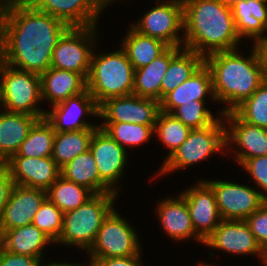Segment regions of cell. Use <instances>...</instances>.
Masks as SVG:
<instances>
[{
	"label": "cell",
	"mask_w": 267,
	"mask_h": 266,
	"mask_svg": "<svg viewBox=\"0 0 267 266\" xmlns=\"http://www.w3.org/2000/svg\"><path fill=\"white\" fill-rule=\"evenodd\" d=\"M215 101L211 73L204 63L193 75L167 93L160 101V111L171 113L176 107L192 100L204 101L206 94Z\"/></svg>",
	"instance_id": "cell-20"
},
{
	"label": "cell",
	"mask_w": 267,
	"mask_h": 266,
	"mask_svg": "<svg viewBox=\"0 0 267 266\" xmlns=\"http://www.w3.org/2000/svg\"><path fill=\"white\" fill-rule=\"evenodd\" d=\"M42 100H49L54 106L86 89V80L73 71L50 67L41 75Z\"/></svg>",
	"instance_id": "cell-23"
},
{
	"label": "cell",
	"mask_w": 267,
	"mask_h": 266,
	"mask_svg": "<svg viewBox=\"0 0 267 266\" xmlns=\"http://www.w3.org/2000/svg\"><path fill=\"white\" fill-rule=\"evenodd\" d=\"M121 147L139 145L155 133V125H141L128 122H104L99 126Z\"/></svg>",
	"instance_id": "cell-34"
},
{
	"label": "cell",
	"mask_w": 267,
	"mask_h": 266,
	"mask_svg": "<svg viewBox=\"0 0 267 266\" xmlns=\"http://www.w3.org/2000/svg\"><path fill=\"white\" fill-rule=\"evenodd\" d=\"M68 28L62 20L33 7L7 9L1 18L0 60L41 75L51 67L55 46Z\"/></svg>",
	"instance_id": "cell-1"
},
{
	"label": "cell",
	"mask_w": 267,
	"mask_h": 266,
	"mask_svg": "<svg viewBox=\"0 0 267 266\" xmlns=\"http://www.w3.org/2000/svg\"><path fill=\"white\" fill-rule=\"evenodd\" d=\"M99 13L103 10L107 4L111 3L112 0H87Z\"/></svg>",
	"instance_id": "cell-46"
},
{
	"label": "cell",
	"mask_w": 267,
	"mask_h": 266,
	"mask_svg": "<svg viewBox=\"0 0 267 266\" xmlns=\"http://www.w3.org/2000/svg\"><path fill=\"white\" fill-rule=\"evenodd\" d=\"M96 129L56 132L52 159L62 168L81 153L89 149L91 137Z\"/></svg>",
	"instance_id": "cell-31"
},
{
	"label": "cell",
	"mask_w": 267,
	"mask_h": 266,
	"mask_svg": "<svg viewBox=\"0 0 267 266\" xmlns=\"http://www.w3.org/2000/svg\"><path fill=\"white\" fill-rule=\"evenodd\" d=\"M55 134L53 126L45 118L38 119L13 156L37 158L52 156Z\"/></svg>",
	"instance_id": "cell-33"
},
{
	"label": "cell",
	"mask_w": 267,
	"mask_h": 266,
	"mask_svg": "<svg viewBox=\"0 0 267 266\" xmlns=\"http://www.w3.org/2000/svg\"><path fill=\"white\" fill-rule=\"evenodd\" d=\"M159 112V101L134 94L108 98L99 105V117L106 122L155 125Z\"/></svg>",
	"instance_id": "cell-12"
},
{
	"label": "cell",
	"mask_w": 267,
	"mask_h": 266,
	"mask_svg": "<svg viewBox=\"0 0 267 266\" xmlns=\"http://www.w3.org/2000/svg\"><path fill=\"white\" fill-rule=\"evenodd\" d=\"M204 244L235 255L256 254L260 256L264 265L266 264L267 253L260 246L245 220H222Z\"/></svg>",
	"instance_id": "cell-13"
},
{
	"label": "cell",
	"mask_w": 267,
	"mask_h": 266,
	"mask_svg": "<svg viewBox=\"0 0 267 266\" xmlns=\"http://www.w3.org/2000/svg\"><path fill=\"white\" fill-rule=\"evenodd\" d=\"M46 198V190L14 184L0 221V236L6 230L32 224Z\"/></svg>",
	"instance_id": "cell-18"
},
{
	"label": "cell",
	"mask_w": 267,
	"mask_h": 266,
	"mask_svg": "<svg viewBox=\"0 0 267 266\" xmlns=\"http://www.w3.org/2000/svg\"><path fill=\"white\" fill-rule=\"evenodd\" d=\"M66 179L87 187L94 194L113 193L100 179L99 171L90 149L75 157L61 168Z\"/></svg>",
	"instance_id": "cell-28"
},
{
	"label": "cell",
	"mask_w": 267,
	"mask_h": 266,
	"mask_svg": "<svg viewBox=\"0 0 267 266\" xmlns=\"http://www.w3.org/2000/svg\"><path fill=\"white\" fill-rule=\"evenodd\" d=\"M140 256L90 259L89 266H142Z\"/></svg>",
	"instance_id": "cell-43"
},
{
	"label": "cell",
	"mask_w": 267,
	"mask_h": 266,
	"mask_svg": "<svg viewBox=\"0 0 267 266\" xmlns=\"http://www.w3.org/2000/svg\"><path fill=\"white\" fill-rule=\"evenodd\" d=\"M182 4L183 48L204 58L215 52L237 49L241 40L231 8L218 0H182Z\"/></svg>",
	"instance_id": "cell-2"
},
{
	"label": "cell",
	"mask_w": 267,
	"mask_h": 266,
	"mask_svg": "<svg viewBox=\"0 0 267 266\" xmlns=\"http://www.w3.org/2000/svg\"><path fill=\"white\" fill-rule=\"evenodd\" d=\"M1 105L6 111L45 118V110L37 108L42 100L41 76L20 70L0 60Z\"/></svg>",
	"instance_id": "cell-6"
},
{
	"label": "cell",
	"mask_w": 267,
	"mask_h": 266,
	"mask_svg": "<svg viewBox=\"0 0 267 266\" xmlns=\"http://www.w3.org/2000/svg\"><path fill=\"white\" fill-rule=\"evenodd\" d=\"M52 108V111L46 112L45 119L53 126L55 132L97 129L99 127L87 123L86 120H80L84 114L99 116V105L87 89Z\"/></svg>",
	"instance_id": "cell-15"
},
{
	"label": "cell",
	"mask_w": 267,
	"mask_h": 266,
	"mask_svg": "<svg viewBox=\"0 0 267 266\" xmlns=\"http://www.w3.org/2000/svg\"><path fill=\"white\" fill-rule=\"evenodd\" d=\"M205 101L192 100L176 107L170 114L190 129H201L215 123V118L204 106Z\"/></svg>",
	"instance_id": "cell-37"
},
{
	"label": "cell",
	"mask_w": 267,
	"mask_h": 266,
	"mask_svg": "<svg viewBox=\"0 0 267 266\" xmlns=\"http://www.w3.org/2000/svg\"><path fill=\"white\" fill-rule=\"evenodd\" d=\"M169 47L164 41L142 35L132 27L122 43V49L125 51L134 69L150 64Z\"/></svg>",
	"instance_id": "cell-29"
},
{
	"label": "cell",
	"mask_w": 267,
	"mask_h": 266,
	"mask_svg": "<svg viewBox=\"0 0 267 266\" xmlns=\"http://www.w3.org/2000/svg\"><path fill=\"white\" fill-rule=\"evenodd\" d=\"M133 228L113 209L104 219L89 249L90 259L140 255V244Z\"/></svg>",
	"instance_id": "cell-9"
},
{
	"label": "cell",
	"mask_w": 267,
	"mask_h": 266,
	"mask_svg": "<svg viewBox=\"0 0 267 266\" xmlns=\"http://www.w3.org/2000/svg\"><path fill=\"white\" fill-rule=\"evenodd\" d=\"M181 195L188 206L195 233L205 242L222 221L212 187L200 181Z\"/></svg>",
	"instance_id": "cell-16"
},
{
	"label": "cell",
	"mask_w": 267,
	"mask_h": 266,
	"mask_svg": "<svg viewBox=\"0 0 267 266\" xmlns=\"http://www.w3.org/2000/svg\"><path fill=\"white\" fill-rule=\"evenodd\" d=\"M115 193L94 194L77 209L63 213V229L58 243L73 245L89 251L104 219L114 209Z\"/></svg>",
	"instance_id": "cell-5"
},
{
	"label": "cell",
	"mask_w": 267,
	"mask_h": 266,
	"mask_svg": "<svg viewBox=\"0 0 267 266\" xmlns=\"http://www.w3.org/2000/svg\"><path fill=\"white\" fill-rule=\"evenodd\" d=\"M36 9L62 20L69 27L96 25L100 14L87 0H43Z\"/></svg>",
	"instance_id": "cell-25"
},
{
	"label": "cell",
	"mask_w": 267,
	"mask_h": 266,
	"mask_svg": "<svg viewBox=\"0 0 267 266\" xmlns=\"http://www.w3.org/2000/svg\"><path fill=\"white\" fill-rule=\"evenodd\" d=\"M54 243L43 231L33 224L6 230L0 236V245L10 253L42 259V251Z\"/></svg>",
	"instance_id": "cell-26"
},
{
	"label": "cell",
	"mask_w": 267,
	"mask_h": 266,
	"mask_svg": "<svg viewBox=\"0 0 267 266\" xmlns=\"http://www.w3.org/2000/svg\"><path fill=\"white\" fill-rule=\"evenodd\" d=\"M218 119L210 126L201 129H191L187 139L168 157L158 174H167L176 169L198 163L210 154L226 147V127Z\"/></svg>",
	"instance_id": "cell-7"
},
{
	"label": "cell",
	"mask_w": 267,
	"mask_h": 266,
	"mask_svg": "<svg viewBox=\"0 0 267 266\" xmlns=\"http://www.w3.org/2000/svg\"><path fill=\"white\" fill-rule=\"evenodd\" d=\"M213 189L222 220H246L266 201L264 193L228 181H206Z\"/></svg>",
	"instance_id": "cell-11"
},
{
	"label": "cell",
	"mask_w": 267,
	"mask_h": 266,
	"mask_svg": "<svg viewBox=\"0 0 267 266\" xmlns=\"http://www.w3.org/2000/svg\"><path fill=\"white\" fill-rule=\"evenodd\" d=\"M204 64V57L192 50L182 48L169 63L160 89V101L181 83L189 79Z\"/></svg>",
	"instance_id": "cell-30"
},
{
	"label": "cell",
	"mask_w": 267,
	"mask_h": 266,
	"mask_svg": "<svg viewBox=\"0 0 267 266\" xmlns=\"http://www.w3.org/2000/svg\"><path fill=\"white\" fill-rule=\"evenodd\" d=\"M245 221L260 246L267 253V201Z\"/></svg>",
	"instance_id": "cell-39"
},
{
	"label": "cell",
	"mask_w": 267,
	"mask_h": 266,
	"mask_svg": "<svg viewBox=\"0 0 267 266\" xmlns=\"http://www.w3.org/2000/svg\"><path fill=\"white\" fill-rule=\"evenodd\" d=\"M181 49L182 47H169L150 64L135 69L132 94L143 98L155 99L160 102L161 81L168 70L170 60Z\"/></svg>",
	"instance_id": "cell-24"
},
{
	"label": "cell",
	"mask_w": 267,
	"mask_h": 266,
	"mask_svg": "<svg viewBox=\"0 0 267 266\" xmlns=\"http://www.w3.org/2000/svg\"><path fill=\"white\" fill-rule=\"evenodd\" d=\"M250 54L243 58L234 49L215 52L204 58L211 73L215 100L229 104L220 112L222 115L234 111L267 79L254 48Z\"/></svg>",
	"instance_id": "cell-3"
},
{
	"label": "cell",
	"mask_w": 267,
	"mask_h": 266,
	"mask_svg": "<svg viewBox=\"0 0 267 266\" xmlns=\"http://www.w3.org/2000/svg\"><path fill=\"white\" fill-rule=\"evenodd\" d=\"M46 192L47 198L63 213L77 209L94 195L87 187L76 184L62 175L56 179Z\"/></svg>",
	"instance_id": "cell-32"
},
{
	"label": "cell",
	"mask_w": 267,
	"mask_h": 266,
	"mask_svg": "<svg viewBox=\"0 0 267 266\" xmlns=\"http://www.w3.org/2000/svg\"><path fill=\"white\" fill-rule=\"evenodd\" d=\"M134 67L125 51L92 54L86 89L100 105L108 98L128 96L133 93Z\"/></svg>",
	"instance_id": "cell-4"
},
{
	"label": "cell",
	"mask_w": 267,
	"mask_h": 266,
	"mask_svg": "<svg viewBox=\"0 0 267 266\" xmlns=\"http://www.w3.org/2000/svg\"><path fill=\"white\" fill-rule=\"evenodd\" d=\"M220 3H222L223 5L231 8L232 6H234L236 3L241 2V1H246L248 2L249 0H218Z\"/></svg>",
	"instance_id": "cell-47"
},
{
	"label": "cell",
	"mask_w": 267,
	"mask_h": 266,
	"mask_svg": "<svg viewBox=\"0 0 267 266\" xmlns=\"http://www.w3.org/2000/svg\"><path fill=\"white\" fill-rule=\"evenodd\" d=\"M142 17L138 24L131 26L134 30L142 35L160 39L170 47H181L184 40L178 37V32L184 29L182 0L161 2Z\"/></svg>",
	"instance_id": "cell-10"
},
{
	"label": "cell",
	"mask_w": 267,
	"mask_h": 266,
	"mask_svg": "<svg viewBox=\"0 0 267 266\" xmlns=\"http://www.w3.org/2000/svg\"><path fill=\"white\" fill-rule=\"evenodd\" d=\"M199 266H214V265L200 264Z\"/></svg>",
	"instance_id": "cell-51"
},
{
	"label": "cell",
	"mask_w": 267,
	"mask_h": 266,
	"mask_svg": "<svg viewBox=\"0 0 267 266\" xmlns=\"http://www.w3.org/2000/svg\"><path fill=\"white\" fill-rule=\"evenodd\" d=\"M157 208L161 226L170 238L178 241L194 237L204 244V241L195 233L188 206L181 194L176 199H165Z\"/></svg>",
	"instance_id": "cell-21"
},
{
	"label": "cell",
	"mask_w": 267,
	"mask_h": 266,
	"mask_svg": "<svg viewBox=\"0 0 267 266\" xmlns=\"http://www.w3.org/2000/svg\"><path fill=\"white\" fill-rule=\"evenodd\" d=\"M159 140L170 149L167 158L187 139L191 129L169 113L160 111L155 123Z\"/></svg>",
	"instance_id": "cell-36"
},
{
	"label": "cell",
	"mask_w": 267,
	"mask_h": 266,
	"mask_svg": "<svg viewBox=\"0 0 267 266\" xmlns=\"http://www.w3.org/2000/svg\"><path fill=\"white\" fill-rule=\"evenodd\" d=\"M89 149L94 156L101 181L115 194L118 179L121 178L127 162V152L105 131L98 127L90 140Z\"/></svg>",
	"instance_id": "cell-14"
},
{
	"label": "cell",
	"mask_w": 267,
	"mask_h": 266,
	"mask_svg": "<svg viewBox=\"0 0 267 266\" xmlns=\"http://www.w3.org/2000/svg\"><path fill=\"white\" fill-rule=\"evenodd\" d=\"M2 112V113H1ZM0 112V162L4 164L15 155L26 139L36 116L3 110Z\"/></svg>",
	"instance_id": "cell-22"
},
{
	"label": "cell",
	"mask_w": 267,
	"mask_h": 266,
	"mask_svg": "<svg viewBox=\"0 0 267 266\" xmlns=\"http://www.w3.org/2000/svg\"><path fill=\"white\" fill-rule=\"evenodd\" d=\"M32 7V0H0V9L5 11L13 7Z\"/></svg>",
	"instance_id": "cell-45"
},
{
	"label": "cell",
	"mask_w": 267,
	"mask_h": 266,
	"mask_svg": "<svg viewBox=\"0 0 267 266\" xmlns=\"http://www.w3.org/2000/svg\"><path fill=\"white\" fill-rule=\"evenodd\" d=\"M2 13H3V11H2V9H0V31H1V18H2Z\"/></svg>",
	"instance_id": "cell-50"
},
{
	"label": "cell",
	"mask_w": 267,
	"mask_h": 266,
	"mask_svg": "<svg viewBox=\"0 0 267 266\" xmlns=\"http://www.w3.org/2000/svg\"><path fill=\"white\" fill-rule=\"evenodd\" d=\"M241 166L255 179L257 186L267 193V155L247 159ZM266 193L265 201H267Z\"/></svg>",
	"instance_id": "cell-40"
},
{
	"label": "cell",
	"mask_w": 267,
	"mask_h": 266,
	"mask_svg": "<svg viewBox=\"0 0 267 266\" xmlns=\"http://www.w3.org/2000/svg\"><path fill=\"white\" fill-rule=\"evenodd\" d=\"M227 119L226 147L232 142L240 147L237 151V162L242 165L247 159L267 155V129L243 121L234 111L220 116ZM229 131H228V130Z\"/></svg>",
	"instance_id": "cell-19"
},
{
	"label": "cell",
	"mask_w": 267,
	"mask_h": 266,
	"mask_svg": "<svg viewBox=\"0 0 267 266\" xmlns=\"http://www.w3.org/2000/svg\"><path fill=\"white\" fill-rule=\"evenodd\" d=\"M4 164L9 169L15 185L46 191L61 175V168L51 156L43 158L12 156Z\"/></svg>",
	"instance_id": "cell-17"
},
{
	"label": "cell",
	"mask_w": 267,
	"mask_h": 266,
	"mask_svg": "<svg viewBox=\"0 0 267 266\" xmlns=\"http://www.w3.org/2000/svg\"><path fill=\"white\" fill-rule=\"evenodd\" d=\"M95 28L96 25L69 27L55 46L51 67L79 73L86 80L93 54L91 46L95 42Z\"/></svg>",
	"instance_id": "cell-8"
},
{
	"label": "cell",
	"mask_w": 267,
	"mask_h": 266,
	"mask_svg": "<svg viewBox=\"0 0 267 266\" xmlns=\"http://www.w3.org/2000/svg\"><path fill=\"white\" fill-rule=\"evenodd\" d=\"M267 34L263 38L255 41L254 49L257 53L260 66L262 67L264 74L267 77Z\"/></svg>",
	"instance_id": "cell-44"
},
{
	"label": "cell",
	"mask_w": 267,
	"mask_h": 266,
	"mask_svg": "<svg viewBox=\"0 0 267 266\" xmlns=\"http://www.w3.org/2000/svg\"><path fill=\"white\" fill-rule=\"evenodd\" d=\"M38 266H42L40 264V262H39ZM43 266H80V265L75 264V263L74 264L73 263L71 264V263H62V262L61 263L60 262H56V263L55 262L54 263L52 262V263H50L48 265L46 264V265H43Z\"/></svg>",
	"instance_id": "cell-48"
},
{
	"label": "cell",
	"mask_w": 267,
	"mask_h": 266,
	"mask_svg": "<svg viewBox=\"0 0 267 266\" xmlns=\"http://www.w3.org/2000/svg\"><path fill=\"white\" fill-rule=\"evenodd\" d=\"M43 0H32V7L36 8Z\"/></svg>",
	"instance_id": "cell-49"
},
{
	"label": "cell",
	"mask_w": 267,
	"mask_h": 266,
	"mask_svg": "<svg viewBox=\"0 0 267 266\" xmlns=\"http://www.w3.org/2000/svg\"><path fill=\"white\" fill-rule=\"evenodd\" d=\"M234 112L243 121L267 129V79Z\"/></svg>",
	"instance_id": "cell-35"
},
{
	"label": "cell",
	"mask_w": 267,
	"mask_h": 266,
	"mask_svg": "<svg viewBox=\"0 0 267 266\" xmlns=\"http://www.w3.org/2000/svg\"><path fill=\"white\" fill-rule=\"evenodd\" d=\"M32 224L56 243L63 229V212L46 198L36 212Z\"/></svg>",
	"instance_id": "cell-38"
},
{
	"label": "cell",
	"mask_w": 267,
	"mask_h": 266,
	"mask_svg": "<svg viewBox=\"0 0 267 266\" xmlns=\"http://www.w3.org/2000/svg\"><path fill=\"white\" fill-rule=\"evenodd\" d=\"M39 262L37 257L13 254L0 245V266H38Z\"/></svg>",
	"instance_id": "cell-41"
},
{
	"label": "cell",
	"mask_w": 267,
	"mask_h": 266,
	"mask_svg": "<svg viewBox=\"0 0 267 266\" xmlns=\"http://www.w3.org/2000/svg\"><path fill=\"white\" fill-rule=\"evenodd\" d=\"M236 32L258 40L267 32V0L241 1L231 7Z\"/></svg>",
	"instance_id": "cell-27"
},
{
	"label": "cell",
	"mask_w": 267,
	"mask_h": 266,
	"mask_svg": "<svg viewBox=\"0 0 267 266\" xmlns=\"http://www.w3.org/2000/svg\"><path fill=\"white\" fill-rule=\"evenodd\" d=\"M13 179L5 164L0 165V221L2 220L5 206L13 188Z\"/></svg>",
	"instance_id": "cell-42"
}]
</instances>
